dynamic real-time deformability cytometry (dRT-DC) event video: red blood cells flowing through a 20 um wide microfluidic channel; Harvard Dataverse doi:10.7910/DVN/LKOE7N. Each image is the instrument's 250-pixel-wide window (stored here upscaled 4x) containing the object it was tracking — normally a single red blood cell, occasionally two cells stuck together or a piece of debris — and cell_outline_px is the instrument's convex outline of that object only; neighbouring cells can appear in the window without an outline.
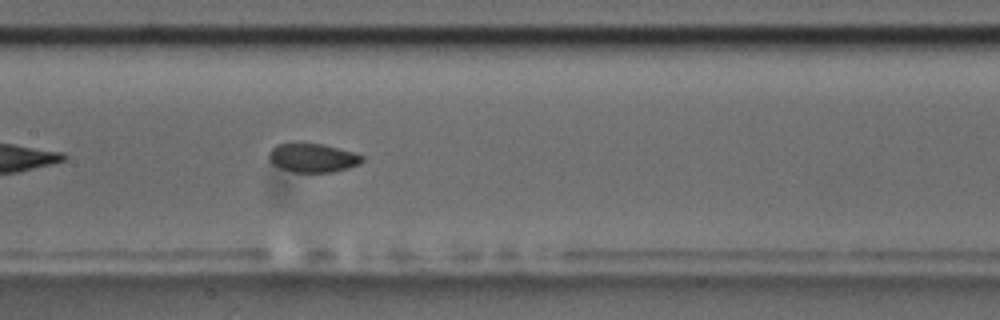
{"species": "common noctule bat (a hibernating species)", "species_latin": "Nyctalus noctula", "temperature_condition": "room temperature", "stored_images_in_passage": 42, "camera_frame_rate_fps": 3000, "um_per_image_px": 0.085, "animal": {"sex": "male", "body_mass_g": 17.5, "forearm_length_mm": 52.3}, "frame": {"image": 1, "passage_image": 13, "time_ms": 4.0, "image_size_px": [1000, 320], "cell_outline_px": [[364, 160], [360, 164], [348, 168], [332, 172], [292, 172], [280, 168], [272, 164], [268, 160], [268, 152], [276, 144], [292, 140], [296, 140], [324, 144], [352, 152], [364, 156]], "centroid_in_image_um": [26.51, 13.37], "position_along_channel_um": 180.9, "area_um2": 16.42}, "authors_computed_cell_mechanics": {"area_um2": 16.5597, "velocity_mm_per_s": 3.6213, "shape_relaxation_time_tau1_ms": null, "shape_relaxation_time_tau2_ms": 1.4443, "deformation_change_tau1": null, "deformation_change_tau2": 0.0549}}